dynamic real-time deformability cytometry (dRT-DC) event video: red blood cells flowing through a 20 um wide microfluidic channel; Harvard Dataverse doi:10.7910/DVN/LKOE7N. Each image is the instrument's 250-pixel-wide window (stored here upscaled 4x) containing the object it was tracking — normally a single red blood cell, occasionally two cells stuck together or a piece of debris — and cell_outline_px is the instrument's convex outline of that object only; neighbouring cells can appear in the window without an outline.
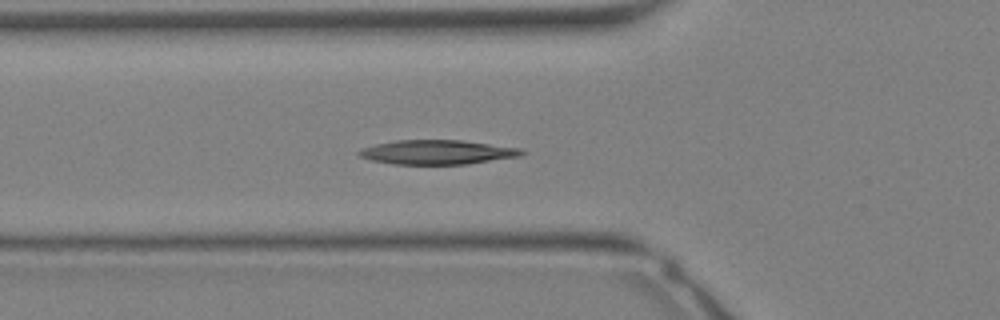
{"species": "Egyptian fruit bat (a non-hibernating species)", "species_latin": "Rousettus aegyptiacus", "temperature_condition": "warm", "stored_images_in_passage": 35, "segment_of_instrument_passage": [1, 2], "camera_frame_rate_fps": 3000, "um_per_image_px": 0.085, "animal": {"sex": "female"}, "frame": {"image": 1, "passage_image": 12, "time_ms": 3.667, "image_size_px": [1000, 320], "cell_outline_px": [[528, 152], [520, 156], [468, 164], [392, 164], [372, 160], [360, 156], [356, 152], [360, 148], [376, 144], [396, 140], [460, 140], [520, 148]], "centroid_in_image_um": [37.16, 12.93], "position_along_channel_um": 88.6, "area_um2": 23.06}}
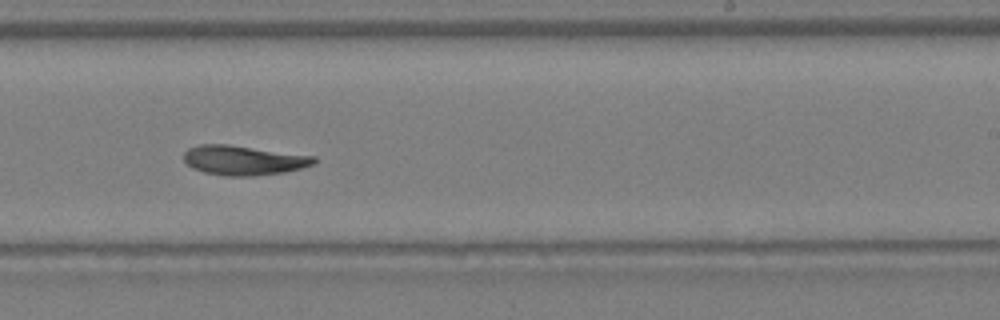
{"frame": {"image": 2, "passage_image": 21, "time_ms": 6.667, "image_size_px": [1000, 320], "cell_outline_px": [[316, 160], [312, 164], [300, 168], [284, 172], [252, 176], [224, 176], [204, 172], [192, 168], [184, 160], [184, 152], [188, 148], [196, 144], [228, 144], [316, 156]], "centroid_in_image_um": [20.66, 13.61], "position_along_channel_um": 268.3, "area_um2": 22.48}}
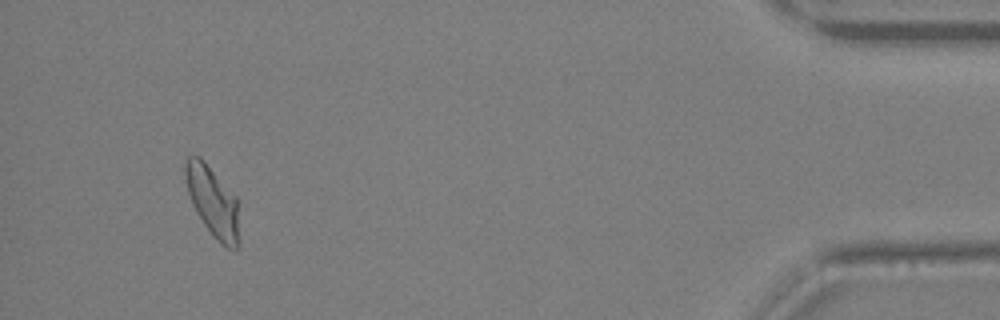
{"frame": {"image": 3, "passage_image": 32, "time_ms": 10.333, "image_size_px": [1000, 320], "cell_outline_px": [[240, 248], [236, 252], [220, 244], [212, 236], [196, 212], [192, 204], [188, 192], [184, 172], [184, 160], [188, 156], [200, 156], [204, 160], [240, 200]], "centroid_in_image_um": [18.16, 17.2], "position_along_channel_um": 417.0, "area_um2": 23.18}}